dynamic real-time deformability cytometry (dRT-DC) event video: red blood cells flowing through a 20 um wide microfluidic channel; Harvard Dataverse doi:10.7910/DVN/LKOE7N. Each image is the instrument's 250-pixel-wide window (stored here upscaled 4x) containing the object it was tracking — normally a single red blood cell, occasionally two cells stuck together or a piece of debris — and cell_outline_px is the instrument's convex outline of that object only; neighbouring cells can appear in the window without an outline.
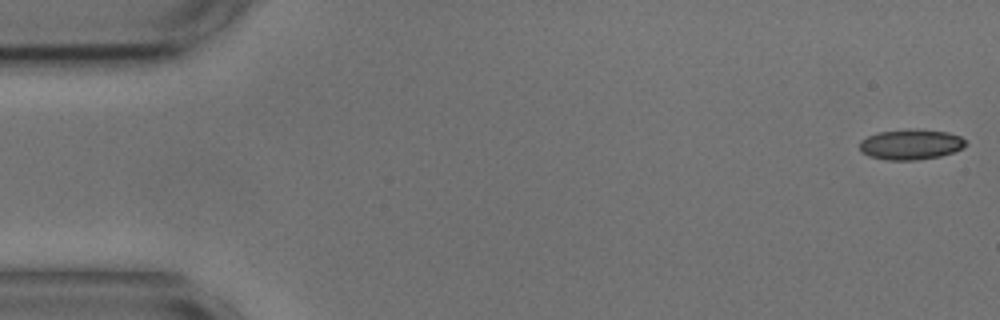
{"species": "common noctule bat (a hibernating species)", "species_latin": "Nyctalus noctula", "temperature_condition": "cold", "stored_images_in_passage": 54, "camera_frame_rate_fps": 3000, "um_per_image_px": 0.085, "animal": {"sex": "male", "body_mass_g": 17.9, "forearm_length_mm": 54.2}, "frame": {"image": 1, "passage_image": 1, "time_ms": 0.0, "image_size_px": [1000, 320], "cell_outline_px": [[968, 144], [952, 152], [940, 156], [916, 160], [888, 160], [868, 156], [860, 152], [860, 140], [876, 132], [908, 128], [912, 128], [948, 132], [960, 136]], "centroid_in_image_um": [77.37, 12.26], "position_along_channel_um": 7.6, "area_um2": 18.96}}
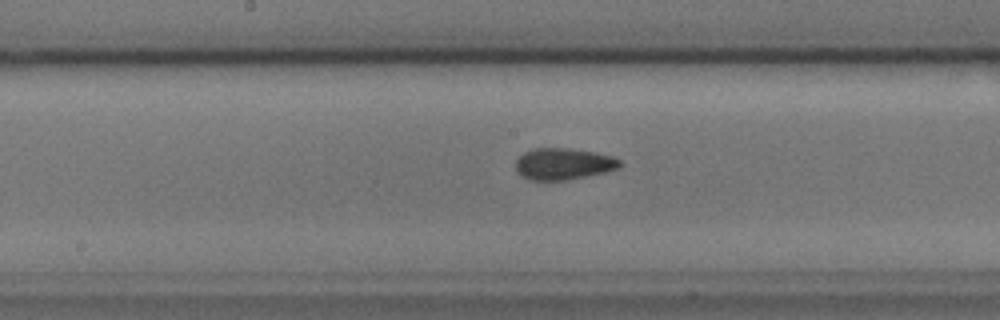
{"frame": {"image": 2, "passage_image": 27, "time_ms": 8.667, "image_size_px": [1000, 320], "cell_outline_px": [[624, 164], [616, 168], [604, 172], [568, 180], [532, 180], [520, 176], [516, 172], [516, 160], [524, 152], [532, 148], [572, 148], [612, 156], [620, 160]], "centroid_in_image_um": [47.86, 13.93], "position_along_channel_um": 200.3, "area_um2": 19.19}}
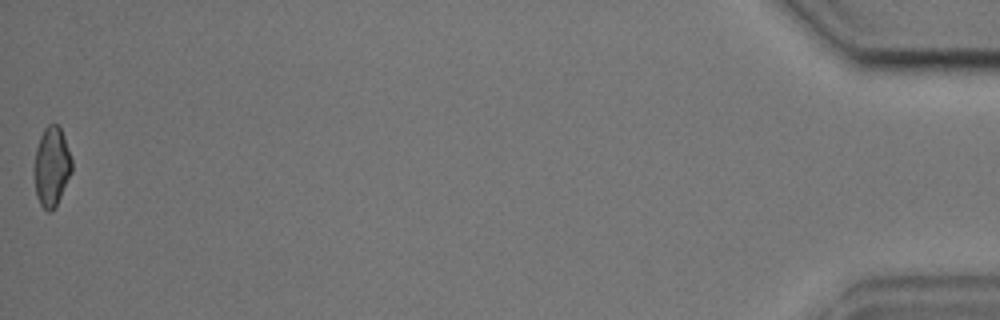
{"frame": {"image": 3, "passage_image": 54, "time_ms": 17.667, "image_size_px": [1000, 320], "cell_outline_px": [[72, 172], [52, 212], [48, 212], [40, 204], [36, 196], [32, 172], [32, 168], [36, 148], [40, 136], [44, 128], [48, 124], [56, 124], [60, 128], [64, 136], [72, 160]], "centroid_in_image_um": [4.35, 14.16], "position_along_channel_um": 430.8, "area_um2": 17.69}, "authors_computed_cell_mechanics": {"area_um2": 18.6694, "velocity_mm_per_s": 3.6616, "shape_relaxation_time_tau1_ms": 5.1336, "shape_relaxation_time_tau2_ms": 2.0864, "deformation_change_tau1": 0.1013, "deformation_change_tau2": 0.064}}